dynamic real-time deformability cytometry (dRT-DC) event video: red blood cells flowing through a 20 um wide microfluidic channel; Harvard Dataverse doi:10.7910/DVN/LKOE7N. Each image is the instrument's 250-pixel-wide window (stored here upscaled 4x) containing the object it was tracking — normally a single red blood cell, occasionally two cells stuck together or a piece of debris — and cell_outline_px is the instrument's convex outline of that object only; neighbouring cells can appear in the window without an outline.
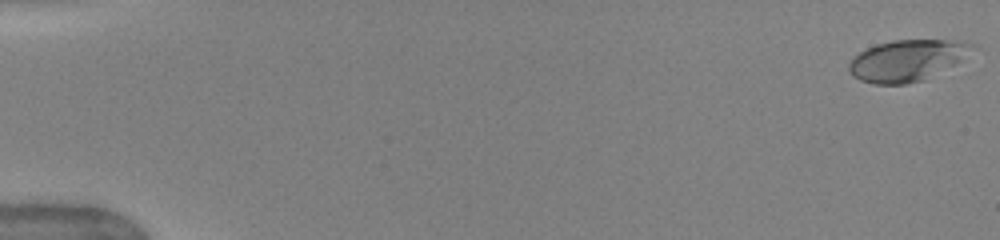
{"species": "human", "species_latin": "Homo sapiens", "temperature_condition": "warm", "stored_images_in_passage": 51, "camera_frame_rate_fps": 3000, "um_per_image_px": 0.085, "donor": {"sex": "female"}, "frame": {"image": 1, "passage_image": 1, "time_ms": 0.0, "image_size_px": [1000, 240], "cell_outline_px": [[980, 48], [960, 60], [924, 80], [904, 84], [876, 84], [860, 80], [852, 76], [848, 68], [848, 64], [860, 52], [876, 44], [892, 40], [944, 40], [976, 44]], "centroid_in_image_um": [77.11, 5.13], "position_along_channel_um": 7.9, "area_um2": 29.42}}
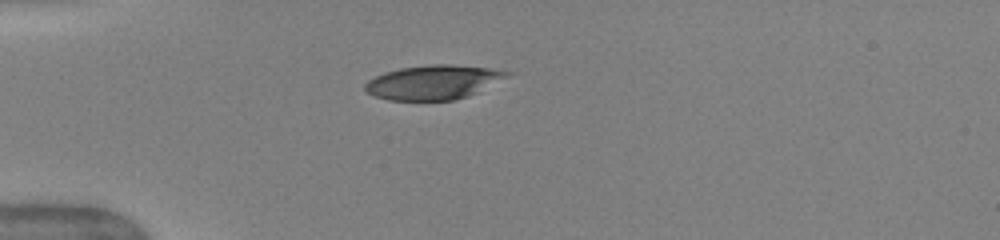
{"frame": {"image": 2, "passage_image": 15, "time_ms": 4.667, "image_size_px": [1000, 240], "cell_outline_px": [[512, 72], [508, 76], [468, 96], [452, 100], [388, 100], [376, 96], [368, 92], [364, 88], [364, 84], [368, 80], [384, 72], [400, 68], [432, 64], [452, 64], [492, 68]], "centroid_in_image_um": [36.81, 6.98], "position_along_channel_um": 48.2, "area_um2": 28.15}}
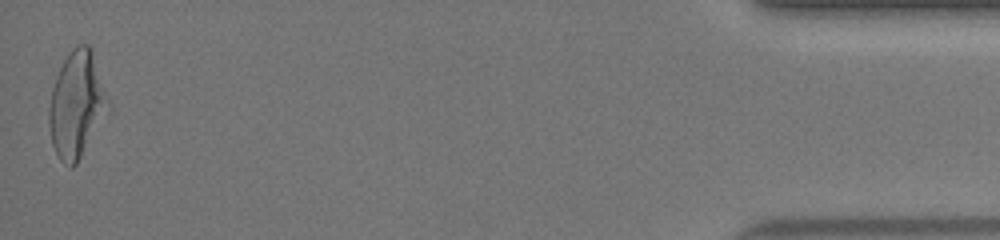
{"frame": {"image": 3, "passage_image": 51, "time_ms": 16.667, "image_size_px": [1000, 240], "cell_outline_px": [[112, 108], [76, 164], [72, 168], [64, 164], [60, 160], [52, 144], [48, 124], [48, 108], [52, 88], [56, 76], [68, 52], [76, 44], [88, 44], [92, 48], [112, 104]], "centroid_in_image_um": [6.56, 8.87], "position_along_channel_um": 428.6, "area_um2": 37.45}, "authors_computed_cell_mechanics": {"area_um2": 31.3854, "velocity_mm_per_s": 4.0224, "shape_relaxation_time_tau1_ms": 3.3103, "shape_relaxation_time_tau2_ms": 0.6388, "deformation_change_tau1": 0.194, "deformation_change_tau2": 0.0832}}